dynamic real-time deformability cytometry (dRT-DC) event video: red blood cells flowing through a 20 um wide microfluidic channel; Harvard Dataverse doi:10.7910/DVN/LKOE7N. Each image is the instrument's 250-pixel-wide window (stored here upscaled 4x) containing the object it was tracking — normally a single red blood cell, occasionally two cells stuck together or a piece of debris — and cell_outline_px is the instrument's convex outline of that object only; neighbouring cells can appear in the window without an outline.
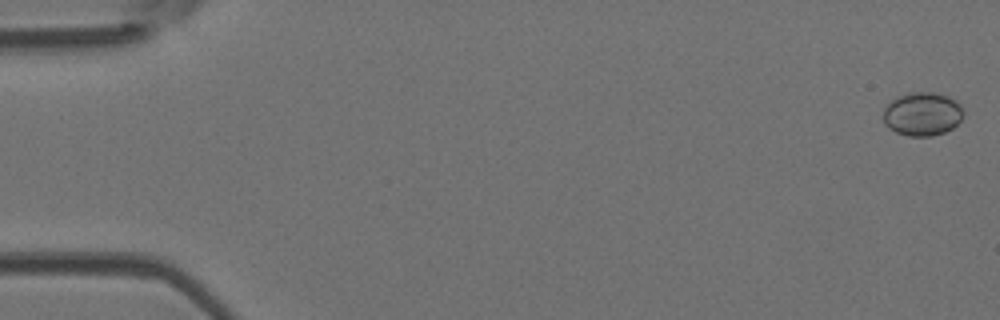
{"species": "Egyptian fruit bat (a non-hibernating species)", "species_latin": "Rousettus aegyptiacus", "temperature_condition": "room temperature", "stored_images_in_passage": 52, "camera_frame_rate_fps": 3000, "um_per_image_px": 0.085, "animal": {"sex": "female"}, "frame": {"image": 1, "passage_image": 1, "time_ms": 0.0, "image_size_px": [1000, 320], "cell_outline_px": [[964, 112], [960, 120], [952, 128], [944, 132], [932, 136], [908, 136], [896, 132], [888, 128], [884, 124], [884, 108], [896, 96], [908, 92], [932, 92], [948, 96], [956, 100], [960, 104]], "centroid_in_image_um": [78.39, 9.68], "position_along_channel_um": 6.6, "area_um2": 20.46}}
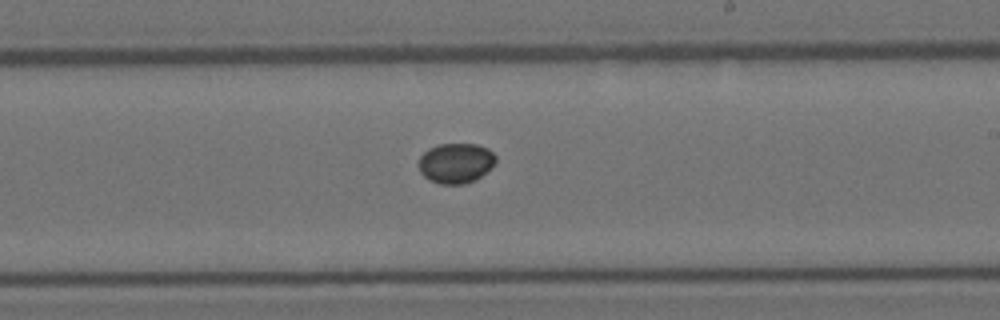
{"frame": {"image": 2, "passage_image": 31, "time_ms": 10.0, "image_size_px": [1000, 320], "cell_outline_px": [[496, 164], [476, 180], [464, 184], [440, 184], [428, 180], [420, 172], [420, 156], [428, 148], [436, 144], [476, 144], [488, 148], [496, 156]], "centroid_in_image_um": [38.76, 13.86], "position_along_channel_um": 250.2, "area_um2": 18.21}}
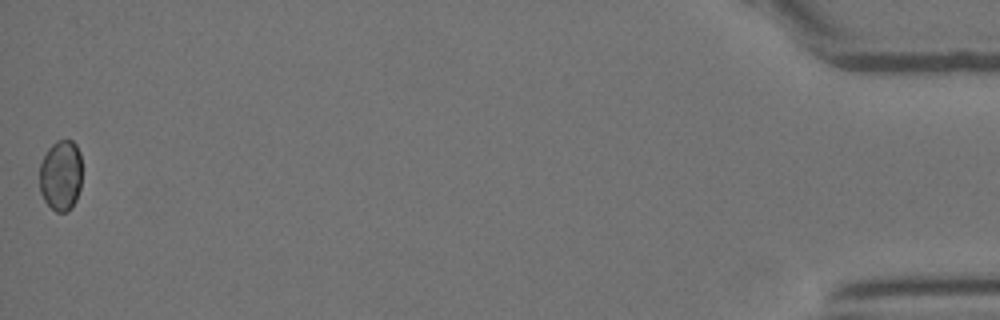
{"frame": {"image": 3, "passage_image": 52, "time_ms": 17.0, "image_size_px": [1000, 320], "cell_outline_px": [[80, 188], [76, 200], [72, 208], [68, 212], [56, 212], [44, 200], [40, 192], [40, 164], [48, 148], [56, 140], [72, 140], [76, 144], [80, 152]], "centroid_in_image_um": [5.17, 14.91], "position_along_channel_um": 430.0, "area_um2": 17.57}}